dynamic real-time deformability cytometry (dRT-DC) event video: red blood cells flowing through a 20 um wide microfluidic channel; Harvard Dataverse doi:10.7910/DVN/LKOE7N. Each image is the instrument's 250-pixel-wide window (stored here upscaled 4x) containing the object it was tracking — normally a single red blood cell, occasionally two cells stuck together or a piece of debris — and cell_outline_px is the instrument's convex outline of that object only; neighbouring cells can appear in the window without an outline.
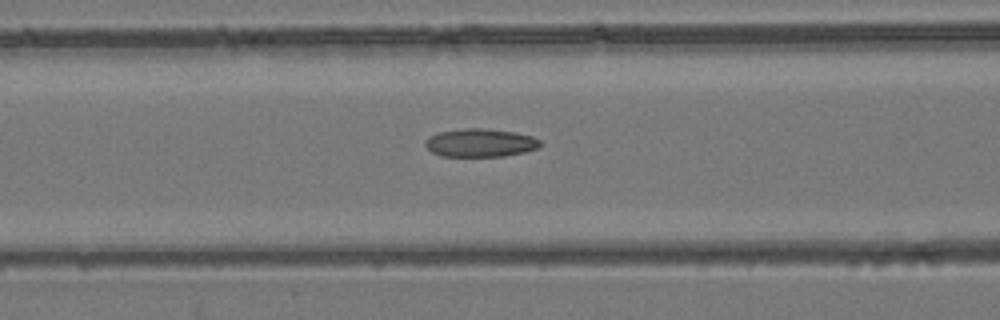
{"species": "common noctule bat (a hibernating species)", "species_latin": "Nyctalus noctula", "temperature_condition": "room temperature", "stored_images_in_passage": 54, "camera_frame_rate_fps": 3000, "um_per_image_px": 0.085, "animal": {"sex": "female", "body_mass_g": 24.6, "forearm_length_mm": 56.2}, "frame": {"image": 1, "passage_image": 23, "time_ms": 7.333, "image_size_px": [1000, 320], "cell_outline_px": [[540, 144], [536, 148], [524, 152], [504, 156], [440, 156], [432, 152], [424, 144], [424, 140], [428, 136], [440, 132], [464, 128], [484, 128], [516, 132], [532, 136], [540, 140]], "centroid_in_image_um": [40.79, 12.13], "position_along_channel_um": 125.8, "area_um2": 18.9}}
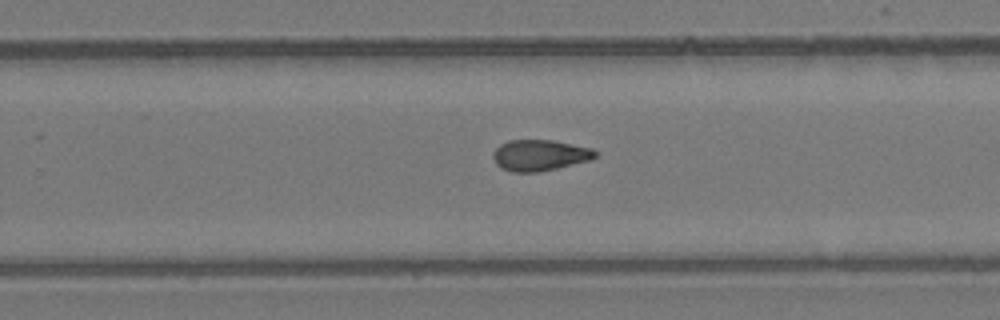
{"frame": {"image": 2, "passage_image": 35, "time_ms": 11.333, "image_size_px": [1000, 320], "cell_outline_px": [[596, 156], [592, 160], [540, 172], [512, 172], [500, 168], [496, 164], [492, 156], [492, 152], [500, 144], [508, 140], [552, 140], [592, 148], [596, 152]], "centroid_in_image_um": [45.86, 13.2], "position_along_channel_um": 283.9, "area_um2": 18.67}}
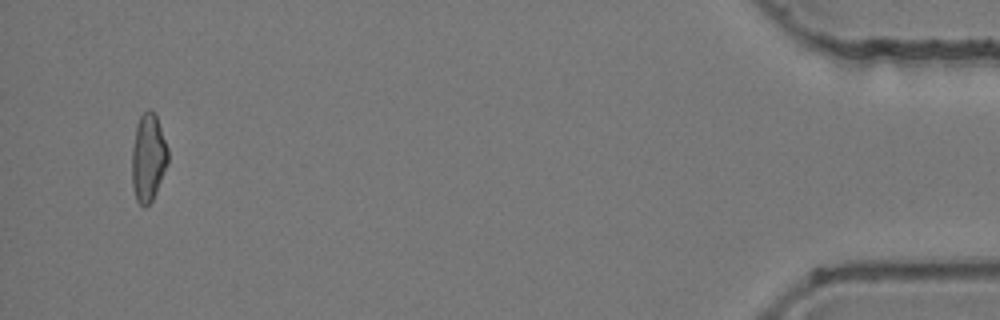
{"frame": {"image": 3, "passage_image": 52, "time_ms": 17.0, "image_size_px": [1000, 320], "cell_outline_px": [[168, 164], [156, 192], [152, 200], [144, 208], [136, 200], [132, 184], [132, 148], [136, 124], [140, 116], [148, 108], [156, 116], [168, 148]], "centroid_in_image_um": [12.59, 13.41], "position_along_channel_um": 422.6, "area_um2": 18.44}}